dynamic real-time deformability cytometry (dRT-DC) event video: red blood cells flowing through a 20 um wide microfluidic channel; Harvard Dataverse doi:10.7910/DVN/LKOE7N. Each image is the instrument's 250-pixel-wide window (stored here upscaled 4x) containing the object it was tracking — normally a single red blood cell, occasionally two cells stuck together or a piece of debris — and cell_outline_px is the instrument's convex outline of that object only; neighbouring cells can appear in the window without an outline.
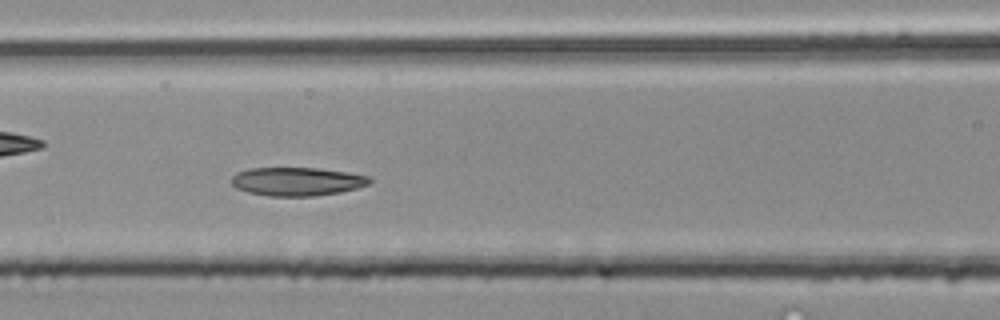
{"species": "common noctule bat (a hibernating species)", "species_latin": "Nyctalus noctula", "temperature_condition": "room temperature", "stored_images_in_passage": 30, "camera_frame_rate_fps": 3000, "um_per_image_px": 0.085, "animal": {"sex": "male", "body_mass_g": 20.4}, "frame": {"image": 1, "passage_image": 9, "time_ms": 2.667, "image_size_px": [1000, 320], "cell_outline_px": [[372, 180], [368, 184], [356, 188], [340, 192], [316, 196], [268, 196], [248, 192], [236, 188], [232, 184], [232, 176], [236, 172], [248, 168], [316, 168], [348, 172], [368, 176]], "centroid_in_image_um": [25.22, 15.42], "position_along_channel_um": 141.4, "area_um2": 22.95}}
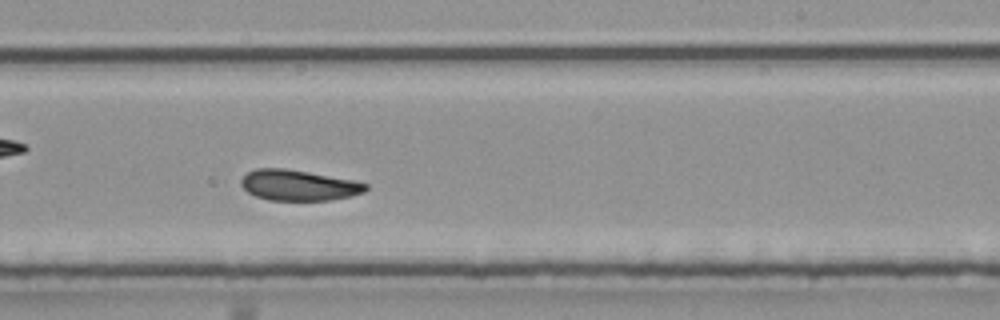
{"frame": {"image": 2, "passage_image": 18, "time_ms": 5.667, "image_size_px": [1000, 320], "cell_outline_px": [[368, 188], [364, 192], [352, 196], [328, 200], [268, 200], [256, 196], [248, 192], [240, 184], [240, 180], [248, 172], [256, 168], [284, 168], [308, 172], [352, 180], [368, 184]], "centroid_in_image_um": [25.37, 15.75], "position_along_channel_um": 263.6, "area_um2": 22.14}, "authors_computed_cell_mechanics": {"area_um2": 22.9466, "velocity_mm_per_s": 4.091, "shape_relaxation_time_tau1_ms": 6.2419, "shape_relaxation_time_tau2_ms": 2.8766, "deformation_change_tau1": 0.1356, "deformation_change_tau2": 0.0867}}